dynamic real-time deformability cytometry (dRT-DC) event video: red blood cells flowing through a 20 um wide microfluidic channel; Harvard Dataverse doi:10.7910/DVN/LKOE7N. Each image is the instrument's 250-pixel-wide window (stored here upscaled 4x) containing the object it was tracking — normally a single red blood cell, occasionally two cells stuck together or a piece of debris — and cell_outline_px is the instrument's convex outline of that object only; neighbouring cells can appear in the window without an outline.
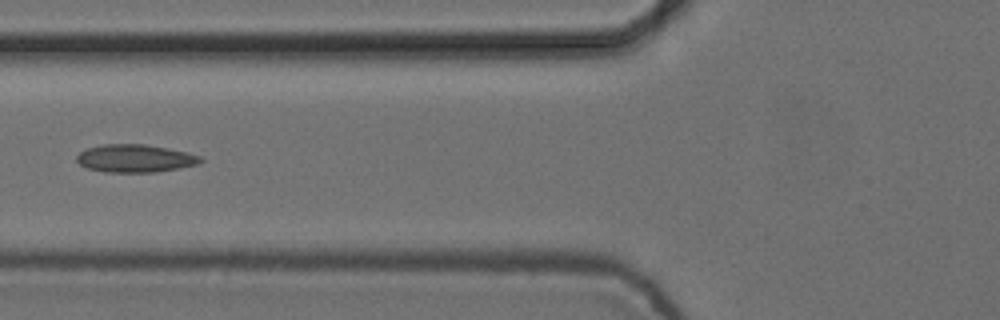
{"species": "common noctule bat (a hibernating species)", "species_latin": "Nyctalus noctula", "temperature_condition": "cold", "stored_images_in_passage": 5, "camera_frame_rate_fps": 3000, "um_per_image_px": 0.085, "animal": {"sex": "female", "body_mass_g": 24.6, "forearm_length_mm": 56.2}, "frame": {"image": 1, "passage_image": 5, "time_ms": 1.333, "image_size_px": [1000, 320], "cell_outline_px": [[204, 160], [200, 164], [180, 168], [156, 172], [104, 172], [88, 168], [80, 164], [76, 160], [76, 156], [80, 152], [88, 148], [104, 144], [144, 144], [168, 148], [188, 152], [200, 156]], "centroid_in_image_um": [11.52, 13.46], "position_along_channel_um": 114.3, "area_um2": 20.17}}